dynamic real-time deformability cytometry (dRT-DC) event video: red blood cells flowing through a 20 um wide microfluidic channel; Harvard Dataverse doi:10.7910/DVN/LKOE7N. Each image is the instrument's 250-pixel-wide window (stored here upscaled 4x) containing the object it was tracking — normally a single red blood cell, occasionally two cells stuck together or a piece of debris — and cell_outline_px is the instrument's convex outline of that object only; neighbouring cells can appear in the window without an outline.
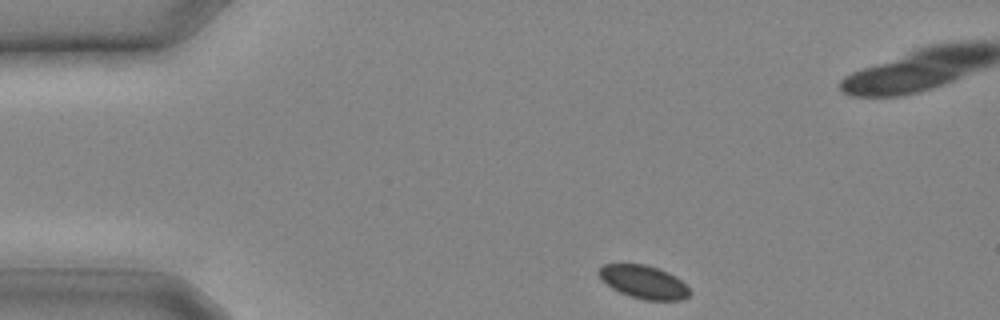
{"species": "common noctule bat (a hibernating species)", "species_latin": "Nyctalus noctula", "temperature_condition": "cold", "stored_images_in_passage": 21, "camera_frame_rate_fps": 3000, "um_per_image_px": 0.085, "animal": {"sex": "male", "body_mass_g": 20.4}, "frame": {"image": 1, "passage_image": 1, "time_ms": 0.0, "image_size_px": [1000, 320], "cell_outline_px": [[692, 292], [688, 296], [680, 300], [644, 300], [620, 292], [612, 288], [600, 276], [600, 268], [604, 264], [644, 264], [660, 268], [676, 276]], "centroid_in_image_um": [54.76, 23.96], "position_along_channel_um": 30.2, "area_um2": 17.28}}
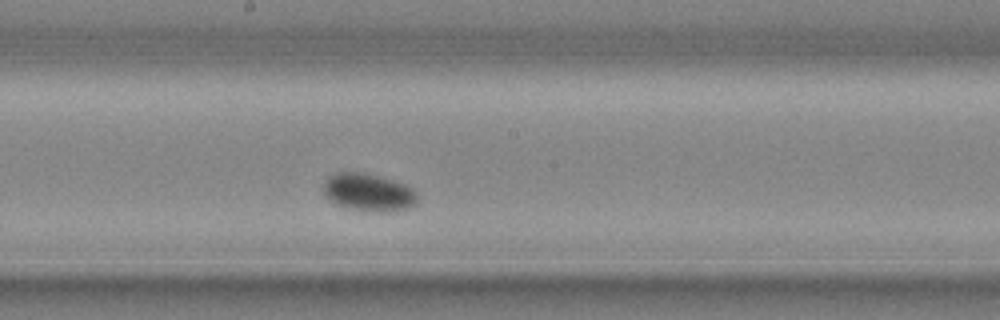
{"frame": {"image": 2, "passage_image": 11, "time_ms": 3.333, "image_size_px": [1000, 320], "cell_outline_px": [[416, 204], [408, 208], [384, 212], [360, 212], [348, 208], [328, 200], [324, 192], [324, 184], [328, 176], [336, 172], [360, 172], [380, 176], [404, 184], [412, 188], [416, 192]], "centroid_in_image_um": [31.3, 16.36], "position_along_channel_um": 216.9, "area_um2": 20.75}}
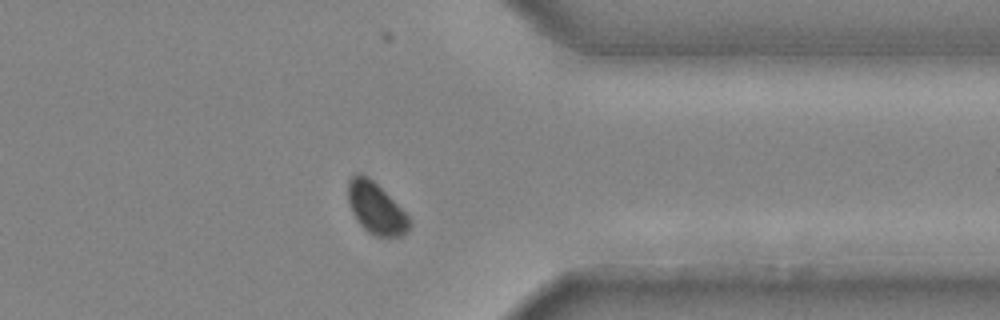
{"frame": {"image": 3, "passage_image": 18, "time_ms": 5.667, "image_size_px": [1000, 320], "cell_outline_px": [[412, 224], [408, 232], [404, 236], [376, 236], [368, 232], [356, 220], [352, 212], [348, 200], [348, 180], [356, 172], [360, 172], [368, 176], [408, 216]], "centroid_in_image_um": [31.94, 17.71], "position_along_channel_um": 379.5, "area_um2": 18.21}}